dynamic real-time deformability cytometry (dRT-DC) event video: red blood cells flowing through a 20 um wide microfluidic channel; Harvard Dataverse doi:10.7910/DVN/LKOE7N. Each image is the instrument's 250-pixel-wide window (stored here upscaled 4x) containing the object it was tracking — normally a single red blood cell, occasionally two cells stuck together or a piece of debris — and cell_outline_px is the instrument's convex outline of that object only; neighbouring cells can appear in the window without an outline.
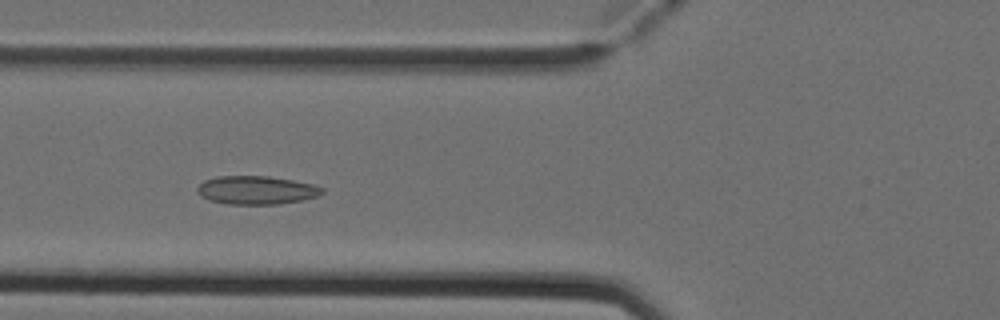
{"species": "Egyptian fruit bat (a non-hibernating species)", "species_latin": "Rousettus aegyptiacus", "temperature_condition": "cold", "stored_images_in_passage": 7, "camera_frame_rate_fps": 3000, "um_per_image_px": 0.085, "animal": {"sex": "female"}, "frame": {"image": 1, "passage_image": 5, "time_ms": 1.333, "image_size_px": [1000, 320], "cell_outline_px": [[324, 192], [320, 196], [304, 200], [276, 204], [228, 204], [208, 200], [200, 196], [196, 192], [196, 188], [204, 180], [216, 176], [268, 176], [292, 180], [312, 184], [324, 188]], "centroid_in_image_um": [21.79, 16.16], "position_along_channel_um": 104.0, "area_um2": 20.87}}
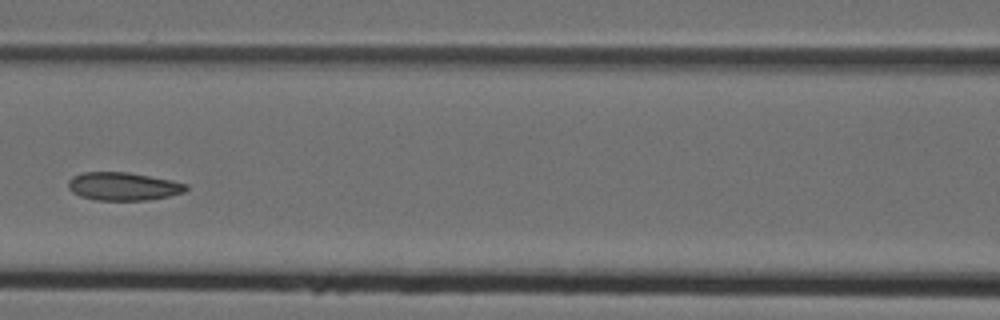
{"frame": {"image": 2, "passage_image": 6, "time_ms": 1.667, "image_size_px": [1000, 320], "cell_outline_px": [[188, 188], [184, 192], [168, 196], [148, 200], [96, 200], [80, 196], [72, 192], [68, 188], [68, 180], [72, 176], [80, 172], [128, 172], [188, 184]], "centroid_in_image_um": [10.42, 15.84], "position_along_channel_um": 156.2, "area_um2": 19.25}}
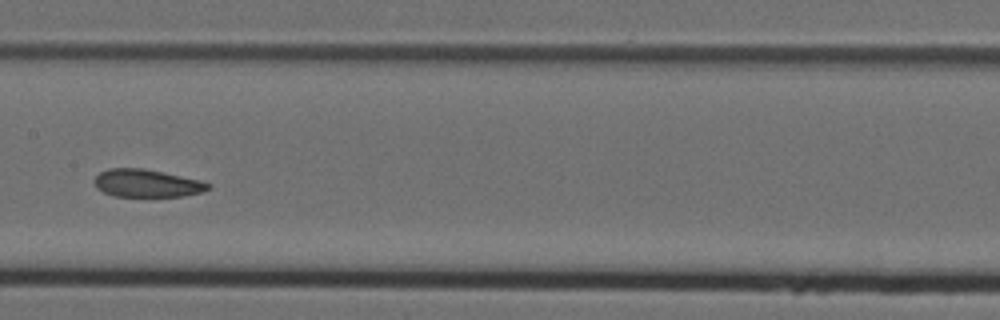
{"frame": {"image": 3, "passage_image": 7, "time_ms": 2.0, "image_size_px": [1000, 320], "cell_outline_px": [[212, 188], [200, 192], [184, 196], [112, 196], [96, 188], [92, 180], [100, 172], [108, 168], [144, 168], [204, 180], [212, 184]], "centroid_in_image_um": [12.5, 15.57], "position_along_channel_um": 194.9, "area_um2": 18.73}}